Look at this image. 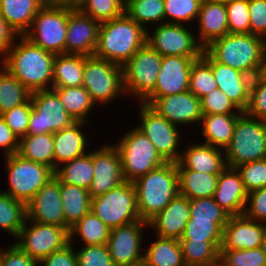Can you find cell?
Here are the masks:
<instances>
[{
  "mask_svg": "<svg viewBox=\"0 0 266 266\" xmlns=\"http://www.w3.org/2000/svg\"><path fill=\"white\" fill-rule=\"evenodd\" d=\"M55 54L17 37L0 64L31 93L52 89Z\"/></svg>",
  "mask_w": 266,
  "mask_h": 266,
  "instance_id": "6da1fadb",
  "label": "cell"
},
{
  "mask_svg": "<svg viewBox=\"0 0 266 266\" xmlns=\"http://www.w3.org/2000/svg\"><path fill=\"white\" fill-rule=\"evenodd\" d=\"M146 39L147 31L124 13L101 23L94 56L123 67Z\"/></svg>",
  "mask_w": 266,
  "mask_h": 266,
  "instance_id": "7a4b0ae2",
  "label": "cell"
},
{
  "mask_svg": "<svg viewBox=\"0 0 266 266\" xmlns=\"http://www.w3.org/2000/svg\"><path fill=\"white\" fill-rule=\"evenodd\" d=\"M132 183L136 190L139 217L148 222L179 194L176 162H165Z\"/></svg>",
  "mask_w": 266,
  "mask_h": 266,
  "instance_id": "3957f363",
  "label": "cell"
},
{
  "mask_svg": "<svg viewBox=\"0 0 266 266\" xmlns=\"http://www.w3.org/2000/svg\"><path fill=\"white\" fill-rule=\"evenodd\" d=\"M204 50L215 61L253 78L266 50V40L251 33H228L213 40Z\"/></svg>",
  "mask_w": 266,
  "mask_h": 266,
  "instance_id": "277c9868",
  "label": "cell"
},
{
  "mask_svg": "<svg viewBox=\"0 0 266 266\" xmlns=\"http://www.w3.org/2000/svg\"><path fill=\"white\" fill-rule=\"evenodd\" d=\"M69 15L70 4L47 1L23 36L43 50L64 54Z\"/></svg>",
  "mask_w": 266,
  "mask_h": 266,
  "instance_id": "5b68a950",
  "label": "cell"
},
{
  "mask_svg": "<svg viewBox=\"0 0 266 266\" xmlns=\"http://www.w3.org/2000/svg\"><path fill=\"white\" fill-rule=\"evenodd\" d=\"M227 167L266 158V120L243 112L237 119L231 143L224 149Z\"/></svg>",
  "mask_w": 266,
  "mask_h": 266,
  "instance_id": "8992f818",
  "label": "cell"
},
{
  "mask_svg": "<svg viewBox=\"0 0 266 266\" xmlns=\"http://www.w3.org/2000/svg\"><path fill=\"white\" fill-rule=\"evenodd\" d=\"M82 86L96 106H108L126 95L123 67L94 55L84 56Z\"/></svg>",
  "mask_w": 266,
  "mask_h": 266,
  "instance_id": "52a82bcc",
  "label": "cell"
},
{
  "mask_svg": "<svg viewBox=\"0 0 266 266\" xmlns=\"http://www.w3.org/2000/svg\"><path fill=\"white\" fill-rule=\"evenodd\" d=\"M116 142L125 181L133 182L166 162L151 140L136 127L124 132Z\"/></svg>",
  "mask_w": 266,
  "mask_h": 266,
  "instance_id": "ba28073f",
  "label": "cell"
},
{
  "mask_svg": "<svg viewBox=\"0 0 266 266\" xmlns=\"http://www.w3.org/2000/svg\"><path fill=\"white\" fill-rule=\"evenodd\" d=\"M3 160L9 182L8 189L2 191L25 204L54 177L52 168L24 159L17 153L4 156Z\"/></svg>",
  "mask_w": 266,
  "mask_h": 266,
  "instance_id": "9c48e42d",
  "label": "cell"
},
{
  "mask_svg": "<svg viewBox=\"0 0 266 266\" xmlns=\"http://www.w3.org/2000/svg\"><path fill=\"white\" fill-rule=\"evenodd\" d=\"M162 57L147 42L141 46L123 66L125 97H137V103H142L153 92Z\"/></svg>",
  "mask_w": 266,
  "mask_h": 266,
  "instance_id": "30bf717a",
  "label": "cell"
},
{
  "mask_svg": "<svg viewBox=\"0 0 266 266\" xmlns=\"http://www.w3.org/2000/svg\"><path fill=\"white\" fill-rule=\"evenodd\" d=\"M91 212L110 229L141 220L133 183L125 181L107 193L92 198Z\"/></svg>",
  "mask_w": 266,
  "mask_h": 266,
  "instance_id": "8fae6325",
  "label": "cell"
},
{
  "mask_svg": "<svg viewBox=\"0 0 266 266\" xmlns=\"http://www.w3.org/2000/svg\"><path fill=\"white\" fill-rule=\"evenodd\" d=\"M138 106L140 123L135 127L151 140L166 162H178L182 152L181 143L184 139L180 133L181 128L159 116L148 105L139 103Z\"/></svg>",
  "mask_w": 266,
  "mask_h": 266,
  "instance_id": "7c38bea8",
  "label": "cell"
},
{
  "mask_svg": "<svg viewBox=\"0 0 266 266\" xmlns=\"http://www.w3.org/2000/svg\"><path fill=\"white\" fill-rule=\"evenodd\" d=\"M30 100L32 109L27 129L28 135L53 134L75 123L53 89L32 92Z\"/></svg>",
  "mask_w": 266,
  "mask_h": 266,
  "instance_id": "4fadbf2b",
  "label": "cell"
},
{
  "mask_svg": "<svg viewBox=\"0 0 266 266\" xmlns=\"http://www.w3.org/2000/svg\"><path fill=\"white\" fill-rule=\"evenodd\" d=\"M150 30H147L146 42L162 56L201 57L204 48L186 24L162 23Z\"/></svg>",
  "mask_w": 266,
  "mask_h": 266,
  "instance_id": "5bb4252c",
  "label": "cell"
},
{
  "mask_svg": "<svg viewBox=\"0 0 266 266\" xmlns=\"http://www.w3.org/2000/svg\"><path fill=\"white\" fill-rule=\"evenodd\" d=\"M69 231L58 225L26 220L15 238V244L30 257L40 261L70 243Z\"/></svg>",
  "mask_w": 266,
  "mask_h": 266,
  "instance_id": "9a60e30c",
  "label": "cell"
},
{
  "mask_svg": "<svg viewBox=\"0 0 266 266\" xmlns=\"http://www.w3.org/2000/svg\"><path fill=\"white\" fill-rule=\"evenodd\" d=\"M145 229H148V222L143 220L111 229L107 246L115 266L131 265L143 259Z\"/></svg>",
  "mask_w": 266,
  "mask_h": 266,
  "instance_id": "2e32d148",
  "label": "cell"
},
{
  "mask_svg": "<svg viewBox=\"0 0 266 266\" xmlns=\"http://www.w3.org/2000/svg\"><path fill=\"white\" fill-rule=\"evenodd\" d=\"M199 58L163 56L153 92L142 102L150 105L156 98L189 91L192 63Z\"/></svg>",
  "mask_w": 266,
  "mask_h": 266,
  "instance_id": "e0dca14e",
  "label": "cell"
},
{
  "mask_svg": "<svg viewBox=\"0 0 266 266\" xmlns=\"http://www.w3.org/2000/svg\"><path fill=\"white\" fill-rule=\"evenodd\" d=\"M93 180L88 189L90 197L107 193L125 182L121 158L114 144L106 142L93 149Z\"/></svg>",
  "mask_w": 266,
  "mask_h": 266,
  "instance_id": "ac0fdd59",
  "label": "cell"
},
{
  "mask_svg": "<svg viewBox=\"0 0 266 266\" xmlns=\"http://www.w3.org/2000/svg\"><path fill=\"white\" fill-rule=\"evenodd\" d=\"M149 107L180 128L194 126L195 123L197 126L202 119L200 98L190 91L158 97Z\"/></svg>",
  "mask_w": 266,
  "mask_h": 266,
  "instance_id": "d6986e66",
  "label": "cell"
},
{
  "mask_svg": "<svg viewBox=\"0 0 266 266\" xmlns=\"http://www.w3.org/2000/svg\"><path fill=\"white\" fill-rule=\"evenodd\" d=\"M100 25L101 23L82 13L75 5H70L65 53L93 56Z\"/></svg>",
  "mask_w": 266,
  "mask_h": 266,
  "instance_id": "ffe728a7",
  "label": "cell"
},
{
  "mask_svg": "<svg viewBox=\"0 0 266 266\" xmlns=\"http://www.w3.org/2000/svg\"><path fill=\"white\" fill-rule=\"evenodd\" d=\"M27 220L65 228L59 180L54 176L26 204Z\"/></svg>",
  "mask_w": 266,
  "mask_h": 266,
  "instance_id": "44dd1931",
  "label": "cell"
},
{
  "mask_svg": "<svg viewBox=\"0 0 266 266\" xmlns=\"http://www.w3.org/2000/svg\"><path fill=\"white\" fill-rule=\"evenodd\" d=\"M201 57L211 66L218 89L244 112L249 103L252 77L215 61L205 50Z\"/></svg>",
  "mask_w": 266,
  "mask_h": 266,
  "instance_id": "7402d4cb",
  "label": "cell"
},
{
  "mask_svg": "<svg viewBox=\"0 0 266 266\" xmlns=\"http://www.w3.org/2000/svg\"><path fill=\"white\" fill-rule=\"evenodd\" d=\"M266 223L248 219L244 215L230 216L223 228L220 250L256 249L261 246Z\"/></svg>",
  "mask_w": 266,
  "mask_h": 266,
  "instance_id": "603a6c76",
  "label": "cell"
},
{
  "mask_svg": "<svg viewBox=\"0 0 266 266\" xmlns=\"http://www.w3.org/2000/svg\"><path fill=\"white\" fill-rule=\"evenodd\" d=\"M194 142V143H193ZM185 144L184 150L178 162L177 169H190L197 172L220 175L227 167L225 162V151L222 148L211 146L204 142Z\"/></svg>",
  "mask_w": 266,
  "mask_h": 266,
  "instance_id": "cb8c5ba5",
  "label": "cell"
},
{
  "mask_svg": "<svg viewBox=\"0 0 266 266\" xmlns=\"http://www.w3.org/2000/svg\"><path fill=\"white\" fill-rule=\"evenodd\" d=\"M189 219V199L178 194L161 212L148 221V229H152L156 236L180 240Z\"/></svg>",
  "mask_w": 266,
  "mask_h": 266,
  "instance_id": "d4e9b609",
  "label": "cell"
},
{
  "mask_svg": "<svg viewBox=\"0 0 266 266\" xmlns=\"http://www.w3.org/2000/svg\"><path fill=\"white\" fill-rule=\"evenodd\" d=\"M248 192L236 168L226 167L218 177L213 198L230 216L243 215Z\"/></svg>",
  "mask_w": 266,
  "mask_h": 266,
  "instance_id": "484cf974",
  "label": "cell"
},
{
  "mask_svg": "<svg viewBox=\"0 0 266 266\" xmlns=\"http://www.w3.org/2000/svg\"><path fill=\"white\" fill-rule=\"evenodd\" d=\"M86 122H75L70 127L53 133L54 171L62 163L88 153ZM85 131V132H84ZM87 151V152H86Z\"/></svg>",
  "mask_w": 266,
  "mask_h": 266,
  "instance_id": "4316f807",
  "label": "cell"
},
{
  "mask_svg": "<svg viewBox=\"0 0 266 266\" xmlns=\"http://www.w3.org/2000/svg\"><path fill=\"white\" fill-rule=\"evenodd\" d=\"M197 22L198 33L195 35L203 48L229 33L227 9L223 3L202 2Z\"/></svg>",
  "mask_w": 266,
  "mask_h": 266,
  "instance_id": "83f0119b",
  "label": "cell"
},
{
  "mask_svg": "<svg viewBox=\"0 0 266 266\" xmlns=\"http://www.w3.org/2000/svg\"><path fill=\"white\" fill-rule=\"evenodd\" d=\"M48 0H0V15L18 36L31 27L33 19Z\"/></svg>",
  "mask_w": 266,
  "mask_h": 266,
  "instance_id": "f1b7e54d",
  "label": "cell"
},
{
  "mask_svg": "<svg viewBox=\"0 0 266 266\" xmlns=\"http://www.w3.org/2000/svg\"><path fill=\"white\" fill-rule=\"evenodd\" d=\"M241 114L202 115L199 127L204 143L225 149L232 140L236 121Z\"/></svg>",
  "mask_w": 266,
  "mask_h": 266,
  "instance_id": "f546056e",
  "label": "cell"
},
{
  "mask_svg": "<svg viewBox=\"0 0 266 266\" xmlns=\"http://www.w3.org/2000/svg\"><path fill=\"white\" fill-rule=\"evenodd\" d=\"M60 196L63 204L65 228L69 229L91 211L89 191L59 181Z\"/></svg>",
  "mask_w": 266,
  "mask_h": 266,
  "instance_id": "4dcf8cb0",
  "label": "cell"
},
{
  "mask_svg": "<svg viewBox=\"0 0 266 266\" xmlns=\"http://www.w3.org/2000/svg\"><path fill=\"white\" fill-rule=\"evenodd\" d=\"M93 151L66 161L54 171V176L61 182L89 189L93 180Z\"/></svg>",
  "mask_w": 266,
  "mask_h": 266,
  "instance_id": "1f68e13d",
  "label": "cell"
},
{
  "mask_svg": "<svg viewBox=\"0 0 266 266\" xmlns=\"http://www.w3.org/2000/svg\"><path fill=\"white\" fill-rule=\"evenodd\" d=\"M84 55L58 54L53 63L52 87H77L83 84Z\"/></svg>",
  "mask_w": 266,
  "mask_h": 266,
  "instance_id": "d6a6232c",
  "label": "cell"
},
{
  "mask_svg": "<svg viewBox=\"0 0 266 266\" xmlns=\"http://www.w3.org/2000/svg\"><path fill=\"white\" fill-rule=\"evenodd\" d=\"M156 238L144 249L143 259L149 266H186L179 240L159 236Z\"/></svg>",
  "mask_w": 266,
  "mask_h": 266,
  "instance_id": "836d02e7",
  "label": "cell"
},
{
  "mask_svg": "<svg viewBox=\"0 0 266 266\" xmlns=\"http://www.w3.org/2000/svg\"><path fill=\"white\" fill-rule=\"evenodd\" d=\"M179 194L190 199L213 197L219 175L178 169Z\"/></svg>",
  "mask_w": 266,
  "mask_h": 266,
  "instance_id": "e575fe53",
  "label": "cell"
},
{
  "mask_svg": "<svg viewBox=\"0 0 266 266\" xmlns=\"http://www.w3.org/2000/svg\"><path fill=\"white\" fill-rule=\"evenodd\" d=\"M17 154L24 159L44 164L54 170L53 134H26L19 139Z\"/></svg>",
  "mask_w": 266,
  "mask_h": 266,
  "instance_id": "d590c367",
  "label": "cell"
},
{
  "mask_svg": "<svg viewBox=\"0 0 266 266\" xmlns=\"http://www.w3.org/2000/svg\"><path fill=\"white\" fill-rule=\"evenodd\" d=\"M52 89L58 94L61 103L65 106L66 112L75 122H90L88 115L90 116L96 104L91 100L90 94L83 86L67 88L52 87Z\"/></svg>",
  "mask_w": 266,
  "mask_h": 266,
  "instance_id": "8d00e7d4",
  "label": "cell"
},
{
  "mask_svg": "<svg viewBox=\"0 0 266 266\" xmlns=\"http://www.w3.org/2000/svg\"><path fill=\"white\" fill-rule=\"evenodd\" d=\"M111 229L93 212L87 213L70 228V243L81 240L83 245H105L108 242ZM80 237L75 239L76 237Z\"/></svg>",
  "mask_w": 266,
  "mask_h": 266,
  "instance_id": "74e56055",
  "label": "cell"
},
{
  "mask_svg": "<svg viewBox=\"0 0 266 266\" xmlns=\"http://www.w3.org/2000/svg\"><path fill=\"white\" fill-rule=\"evenodd\" d=\"M125 13L146 31L165 23L164 0H125Z\"/></svg>",
  "mask_w": 266,
  "mask_h": 266,
  "instance_id": "f35d334b",
  "label": "cell"
},
{
  "mask_svg": "<svg viewBox=\"0 0 266 266\" xmlns=\"http://www.w3.org/2000/svg\"><path fill=\"white\" fill-rule=\"evenodd\" d=\"M27 220L26 204L0 191V229L16 238Z\"/></svg>",
  "mask_w": 266,
  "mask_h": 266,
  "instance_id": "ab89813d",
  "label": "cell"
},
{
  "mask_svg": "<svg viewBox=\"0 0 266 266\" xmlns=\"http://www.w3.org/2000/svg\"><path fill=\"white\" fill-rule=\"evenodd\" d=\"M31 92L0 64V116L24 104Z\"/></svg>",
  "mask_w": 266,
  "mask_h": 266,
  "instance_id": "60d3db41",
  "label": "cell"
},
{
  "mask_svg": "<svg viewBox=\"0 0 266 266\" xmlns=\"http://www.w3.org/2000/svg\"><path fill=\"white\" fill-rule=\"evenodd\" d=\"M186 266H205L219 259L222 241H180Z\"/></svg>",
  "mask_w": 266,
  "mask_h": 266,
  "instance_id": "b9f144b4",
  "label": "cell"
},
{
  "mask_svg": "<svg viewBox=\"0 0 266 266\" xmlns=\"http://www.w3.org/2000/svg\"><path fill=\"white\" fill-rule=\"evenodd\" d=\"M75 6L99 23L110 21L125 13V0H80Z\"/></svg>",
  "mask_w": 266,
  "mask_h": 266,
  "instance_id": "7bdbcfd3",
  "label": "cell"
},
{
  "mask_svg": "<svg viewBox=\"0 0 266 266\" xmlns=\"http://www.w3.org/2000/svg\"><path fill=\"white\" fill-rule=\"evenodd\" d=\"M201 3V0H164L165 23L194 24Z\"/></svg>",
  "mask_w": 266,
  "mask_h": 266,
  "instance_id": "ee69618b",
  "label": "cell"
},
{
  "mask_svg": "<svg viewBox=\"0 0 266 266\" xmlns=\"http://www.w3.org/2000/svg\"><path fill=\"white\" fill-rule=\"evenodd\" d=\"M226 224L190 218L179 241H222L223 228Z\"/></svg>",
  "mask_w": 266,
  "mask_h": 266,
  "instance_id": "f6af8a7d",
  "label": "cell"
},
{
  "mask_svg": "<svg viewBox=\"0 0 266 266\" xmlns=\"http://www.w3.org/2000/svg\"><path fill=\"white\" fill-rule=\"evenodd\" d=\"M218 88L211 66L202 58L192 63L189 80V91L197 98Z\"/></svg>",
  "mask_w": 266,
  "mask_h": 266,
  "instance_id": "bcb514c9",
  "label": "cell"
},
{
  "mask_svg": "<svg viewBox=\"0 0 266 266\" xmlns=\"http://www.w3.org/2000/svg\"><path fill=\"white\" fill-rule=\"evenodd\" d=\"M189 207L190 218L212 220L214 223H228L230 218L213 197L190 199Z\"/></svg>",
  "mask_w": 266,
  "mask_h": 266,
  "instance_id": "7dc6e473",
  "label": "cell"
},
{
  "mask_svg": "<svg viewBox=\"0 0 266 266\" xmlns=\"http://www.w3.org/2000/svg\"><path fill=\"white\" fill-rule=\"evenodd\" d=\"M202 115L242 114L243 111L218 88L200 98Z\"/></svg>",
  "mask_w": 266,
  "mask_h": 266,
  "instance_id": "c3c4849f",
  "label": "cell"
},
{
  "mask_svg": "<svg viewBox=\"0 0 266 266\" xmlns=\"http://www.w3.org/2000/svg\"><path fill=\"white\" fill-rule=\"evenodd\" d=\"M227 20L230 34H249L250 20L248 0H228L226 2Z\"/></svg>",
  "mask_w": 266,
  "mask_h": 266,
  "instance_id": "681fc988",
  "label": "cell"
},
{
  "mask_svg": "<svg viewBox=\"0 0 266 266\" xmlns=\"http://www.w3.org/2000/svg\"><path fill=\"white\" fill-rule=\"evenodd\" d=\"M219 258L226 266H266V255L260 247L244 250H220Z\"/></svg>",
  "mask_w": 266,
  "mask_h": 266,
  "instance_id": "f907efd6",
  "label": "cell"
},
{
  "mask_svg": "<svg viewBox=\"0 0 266 266\" xmlns=\"http://www.w3.org/2000/svg\"><path fill=\"white\" fill-rule=\"evenodd\" d=\"M235 168L248 193L266 187V158L246 162Z\"/></svg>",
  "mask_w": 266,
  "mask_h": 266,
  "instance_id": "816d5d0a",
  "label": "cell"
},
{
  "mask_svg": "<svg viewBox=\"0 0 266 266\" xmlns=\"http://www.w3.org/2000/svg\"><path fill=\"white\" fill-rule=\"evenodd\" d=\"M77 266H115L110 256L108 246L105 245H82L79 250L75 249Z\"/></svg>",
  "mask_w": 266,
  "mask_h": 266,
  "instance_id": "f5cc1de1",
  "label": "cell"
},
{
  "mask_svg": "<svg viewBox=\"0 0 266 266\" xmlns=\"http://www.w3.org/2000/svg\"><path fill=\"white\" fill-rule=\"evenodd\" d=\"M31 109L32 103L29 98L24 104L16 106L1 115L19 139L27 134Z\"/></svg>",
  "mask_w": 266,
  "mask_h": 266,
  "instance_id": "db71d44e",
  "label": "cell"
},
{
  "mask_svg": "<svg viewBox=\"0 0 266 266\" xmlns=\"http://www.w3.org/2000/svg\"><path fill=\"white\" fill-rule=\"evenodd\" d=\"M244 112L253 118L266 120V83L255 77L250 84L249 103Z\"/></svg>",
  "mask_w": 266,
  "mask_h": 266,
  "instance_id": "11a10c76",
  "label": "cell"
},
{
  "mask_svg": "<svg viewBox=\"0 0 266 266\" xmlns=\"http://www.w3.org/2000/svg\"><path fill=\"white\" fill-rule=\"evenodd\" d=\"M243 215L248 219L266 223V187L248 193Z\"/></svg>",
  "mask_w": 266,
  "mask_h": 266,
  "instance_id": "9f6ffc18",
  "label": "cell"
},
{
  "mask_svg": "<svg viewBox=\"0 0 266 266\" xmlns=\"http://www.w3.org/2000/svg\"><path fill=\"white\" fill-rule=\"evenodd\" d=\"M250 33L266 40V0H248Z\"/></svg>",
  "mask_w": 266,
  "mask_h": 266,
  "instance_id": "6f0895ef",
  "label": "cell"
},
{
  "mask_svg": "<svg viewBox=\"0 0 266 266\" xmlns=\"http://www.w3.org/2000/svg\"><path fill=\"white\" fill-rule=\"evenodd\" d=\"M0 266H39V261L13 243L7 249L0 248Z\"/></svg>",
  "mask_w": 266,
  "mask_h": 266,
  "instance_id": "680465c9",
  "label": "cell"
},
{
  "mask_svg": "<svg viewBox=\"0 0 266 266\" xmlns=\"http://www.w3.org/2000/svg\"><path fill=\"white\" fill-rule=\"evenodd\" d=\"M39 266H77L74 245L69 243L39 261Z\"/></svg>",
  "mask_w": 266,
  "mask_h": 266,
  "instance_id": "91938a15",
  "label": "cell"
},
{
  "mask_svg": "<svg viewBox=\"0 0 266 266\" xmlns=\"http://www.w3.org/2000/svg\"><path fill=\"white\" fill-rule=\"evenodd\" d=\"M0 149L3 151V156L16 154L19 149V138L8 127L2 116H0Z\"/></svg>",
  "mask_w": 266,
  "mask_h": 266,
  "instance_id": "94428289",
  "label": "cell"
},
{
  "mask_svg": "<svg viewBox=\"0 0 266 266\" xmlns=\"http://www.w3.org/2000/svg\"><path fill=\"white\" fill-rule=\"evenodd\" d=\"M19 37L0 15V62L5 58L7 51Z\"/></svg>",
  "mask_w": 266,
  "mask_h": 266,
  "instance_id": "6125c7cd",
  "label": "cell"
},
{
  "mask_svg": "<svg viewBox=\"0 0 266 266\" xmlns=\"http://www.w3.org/2000/svg\"><path fill=\"white\" fill-rule=\"evenodd\" d=\"M255 78L262 83H266V50L263 54L262 60L258 66Z\"/></svg>",
  "mask_w": 266,
  "mask_h": 266,
  "instance_id": "be15d7a7",
  "label": "cell"
},
{
  "mask_svg": "<svg viewBox=\"0 0 266 266\" xmlns=\"http://www.w3.org/2000/svg\"><path fill=\"white\" fill-rule=\"evenodd\" d=\"M48 1L52 3L76 5L80 0H48Z\"/></svg>",
  "mask_w": 266,
  "mask_h": 266,
  "instance_id": "e7e4bbea",
  "label": "cell"
},
{
  "mask_svg": "<svg viewBox=\"0 0 266 266\" xmlns=\"http://www.w3.org/2000/svg\"><path fill=\"white\" fill-rule=\"evenodd\" d=\"M127 266H149V264L144 259H142L139 262H136V263H133V264L127 265Z\"/></svg>",
  "mask_w": 266,
  "mask_h": 266,
  "instance_id": "03108f58",
  "label": "cell"
},
{
  "mask_svg": "<svg viewBox=\"0 0 266 266\" xmlns=\"http://www.w3.org/2000/svg\"><path fill=\"white\" fill-rule=\"evenodd\" d=\"M228 0H201V2H207V3H223L226 4Z\"/></svg>",
  "mask_w": 266,
  "mask_h": 266,
  "instance_id": "003e7915",
  "label": "cell"
},
{
  "mask_svg": "<svg viewBox=\"0 0 266 266\" xmlns=\"http://www.w3.org/2000/svg\"><path fill=\"white\" fill-rule=\"evenodd\" d=\"M260 248L263 250L264 254L266 255V232L264 234L263 241L261 243Z\"/></svg>",
  "mask_w": 266,
  "mask_h": 266,
  "instance_id": "a7ac6f4b",
  "label": "cell"
},
{
  "mask_svg": "<svg viewBox=\"0 0 266 266\" xmlns=\"http://www.w3.org/2000/svg\"><path fill=\"white\" fill-rule=\"evenodd\" d=\"M205 266H226V265L219 258L217 261L210 263L209 265H205Z\"/></svg>",
  "mask_w": 266,
  "mask_h": 266,
  "instance_id": "89a4df30",
  "label": "cell"
}]
</instances>
